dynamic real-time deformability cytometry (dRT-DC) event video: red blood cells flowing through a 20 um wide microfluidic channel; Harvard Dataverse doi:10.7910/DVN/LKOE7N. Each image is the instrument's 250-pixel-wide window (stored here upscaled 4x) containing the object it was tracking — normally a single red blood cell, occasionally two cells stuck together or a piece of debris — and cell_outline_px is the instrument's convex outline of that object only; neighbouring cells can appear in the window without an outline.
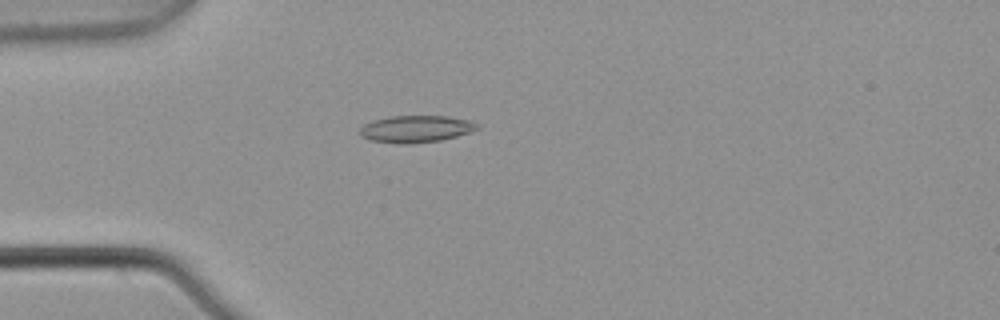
{"species": "common noctule bat (a hibernating species)", "species_latin": "Nyctalus noctula", "temperature_condition": "warm", "stored_images_in_passage": 5, "camera_frame_rate_fps": 3000, "um_per_image_px": 0.085, "animal": {"sex": "male", "body_mass_g": 21.5, "forearm_length_mm": 52.0}, "frame": {"image": 1, "passage_image": 5, "time_ms": 1.333, "image_size_px": [1000, 320], "cell_outline_px": [[480, 128], [456, 136], [440, 140], [408, 144], [396, 144], [368, 140], [360, 136], [360, 128], [364, 124], [372, 120], [392, 116], [448, 116], [472, 120]], "centroid_in_image_um": [35.31, 10.96], "position_along_channel_um": 49.7, "area_um2": 18.55}}